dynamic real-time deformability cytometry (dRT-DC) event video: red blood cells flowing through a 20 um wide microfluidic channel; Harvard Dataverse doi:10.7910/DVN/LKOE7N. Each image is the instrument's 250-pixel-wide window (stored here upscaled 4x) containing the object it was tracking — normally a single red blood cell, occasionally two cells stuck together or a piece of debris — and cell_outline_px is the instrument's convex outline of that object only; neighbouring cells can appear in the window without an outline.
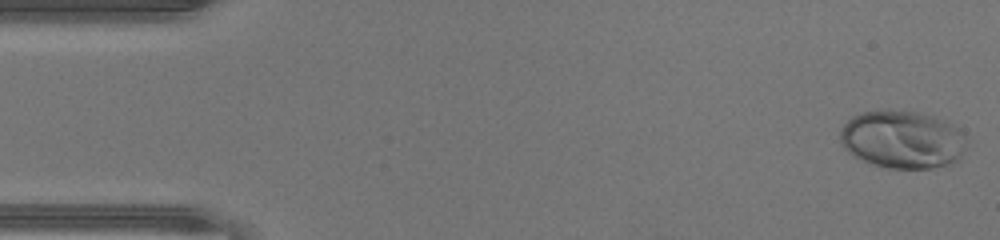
{"species": "human", "species_latin": "Homo sapiens", "temperature_condition": "warm", "stored_images_in_passage": 46, "camera_frame_rate_fps": 3000, "um_per_image_px": 0.085, "donor": {"sex": "male"}, "frame": {"image": 1, "passage_image": 1, "time_ms": 0.0, "image_size_px": [1000, 240], "cell_outline_px": [[964, 148], [960, 156], [956, 160], [948, 164], [932, 168], [888, 168], [872, 164], [852, 156], [844, 148], [840, 140], [840, 128], [852, 116], [864, 112], [888, 108], [916, 112], [932, 116], [952, 124], [960, 128], [964, 132]], "centroid_in_image_um": [76.66, 11.84], "position_along_channel_um": 8.3, "area_um2": 42.83}}
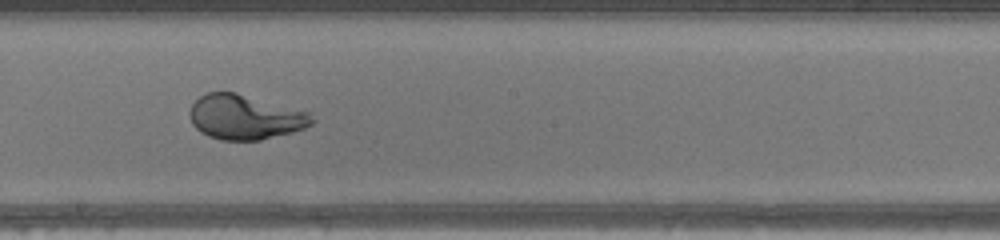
{"frame": {"image": 2, "passage_image": 25, "time_ms": 8.0, "image_size_px": [1000, 240], "cell_outline_px": [[316, 120], [312, 124], [304, 128], [292, 132], [260, 140], [220, 140], [208, 136], [200, 132], [192, 124], [188, 112], [192, 104], [200, 96], [208, 92], [236, 92], [308, 112]], "centroid_in_image_um": [20.8, 9.96], "position_along_channel_um": 227.4, "area_um2": 31.79}}
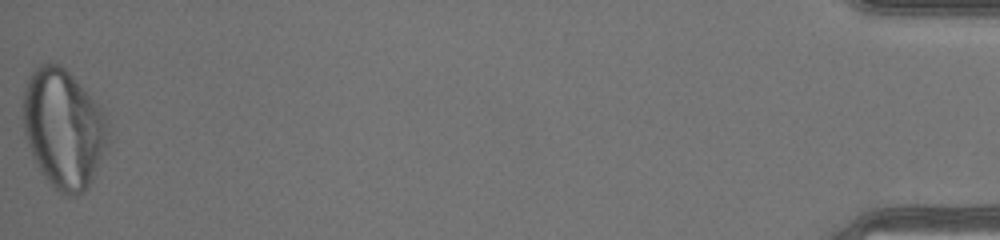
{"frame": {"image": 3, "passage_image": 46, "time_ms": 15.0, "image_size_px": [1000, 240], "cell_outline_px": [[108, 140], [92, 176], [84, 192], [76, 196], [68, 196], [60, 192], [40, 172], [28, 144], [24, 132], [24, 88], [28, 76], [40, 64], [60, 64], [72, 76], [96, 104], [104, 116], [108, 132]], "centroid_in_image_um": [5.35, 10.93], "position_along_channel_um": 429.8, "area_um2": 57.34}, "authors_computed_cell_mechanics": {"area_um2": 36.5585, "velocity_mm_per_s": 4.4501, "shape_relaxation_time_tau1_ms": 5.191, "shape_relaxation_time_tau2_ms": null, "deformation_change_tau1": 0.2749, "deformation_change_tau2": null}}